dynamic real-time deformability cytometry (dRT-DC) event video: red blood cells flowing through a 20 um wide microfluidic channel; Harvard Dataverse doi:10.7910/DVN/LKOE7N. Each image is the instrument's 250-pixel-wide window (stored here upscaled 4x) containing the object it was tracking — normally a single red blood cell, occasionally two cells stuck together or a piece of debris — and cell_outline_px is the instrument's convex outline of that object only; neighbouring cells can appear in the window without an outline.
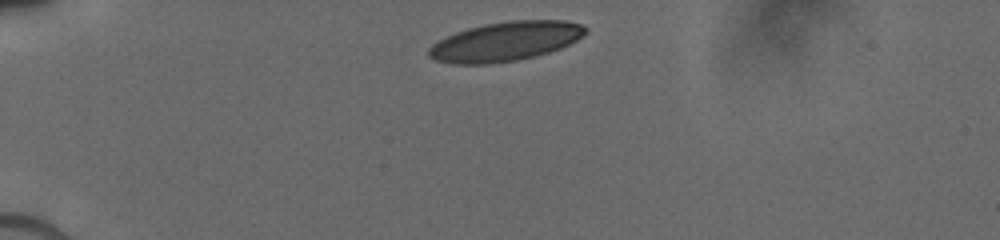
{"species": "human", "species_latin": "Homo sapiens", "temperature_condition": "cold", "stored_images_in_passage": 12, "camera_frame_rate_fps": 3000, "um_per_image_px": 0.085, "donor": {"sex": "male"}, "frame": {"image": 1, "passage_image": 1, "time_ms": 0.0, "image_size_px": [1000, 240], "cell_outline_px": [[588, 32], [576, 40], [560, 48], [536, 56], [516, 60], [488, 64], [452, 64], [436, 60], [428, 56], [428, 48], [432, 44], [456, 32], [468, 28], [484, 24], [512, 20], [564, 20], [580, 24], [588, 28]], "centroid_in_image_um": [42.96, 3.52], "position_along_channel_um": 42.0, "area_um2": 35.78}}
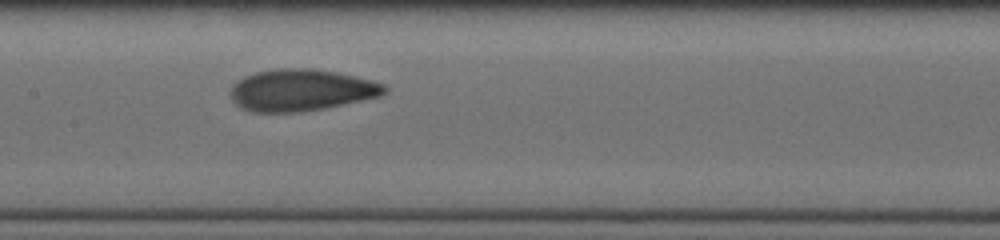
{"frame": {"image": 2, "passage_image": 9, "time_ms": 4.667, "image_size_px": [1000, 240], "cell_outline_px": [[388, 92], [380, 96], [324, 108], [300, 112], [252, 112], [236, 104], [232, 100], [232, 84], [236, 80], [244, 76], [256, 72], [280, 68], [312, 68], [336, 72], [384, 84], [388, 88]], "centroid_in_image_um": [25.59, 7.66], "position_along_channel_um": 181.8, "area_um2": 37.22}}
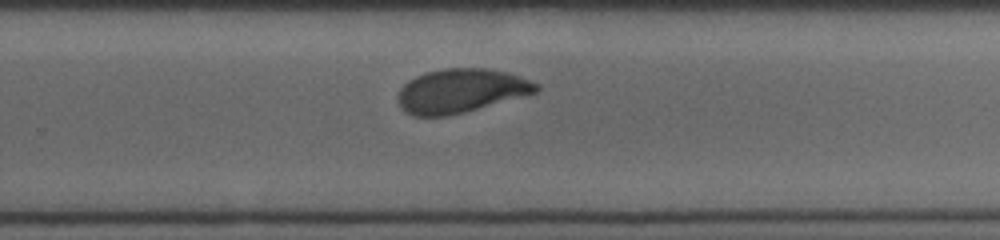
{"frame": {"image": 3, "passage_image": 12, "time_ms": 7.333, "image_size_px": [1000, 240], "cell_outline_px": [[540, 88], [536, 92], [464, 112], [448, 116], [412, 116], [404, 112], [400, 108], [396, 96], [400, 88], [408, 80], [416, 76], [428, 72], [444, 68], [488, 68], [508, 72], [540, 84]], "centroid_in_image_um": [39.13, 7.72], "position_along_channel_um": 290.7, "area_um2": 35.43}}